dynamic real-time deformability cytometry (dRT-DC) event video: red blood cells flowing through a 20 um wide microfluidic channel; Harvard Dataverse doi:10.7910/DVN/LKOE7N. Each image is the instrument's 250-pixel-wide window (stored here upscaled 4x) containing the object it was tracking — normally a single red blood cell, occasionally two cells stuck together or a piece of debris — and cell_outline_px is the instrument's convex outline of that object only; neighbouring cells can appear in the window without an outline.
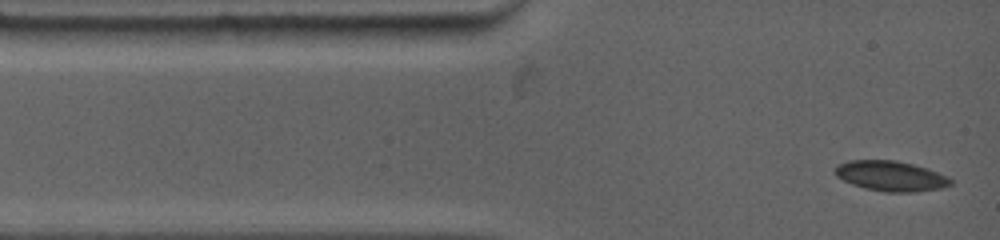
{"species": "common noctule bat (a hibernating species)", "species_latin": "Nyctalus noctula", "temperature_condition": "warm", "stored_images_in_passage": 35, "camera_frame_rate_fps": 4500, "um_per_image_px": 0.085, "animal": {"sex": "female", "body_mass_g": 19.0, "forearm_length_mm": 53.3}, "frame": {"image": 1, "passage_image": 1, "time_ms": 0.0, "image_size_px": [1000, 240], "cell_outline_px": [[952, 184], [940, 188], [912, 192], [888, 192], [864, 188], [852, 184], [836, 176], [836, 168], [840, 164], [848, 160], [896, 160], [928, 168], [952, 180]], "centroid_in_image_um": [75.71, 14.96], "position_along_channel_um": 9.3, "area_um2": 20.0}}
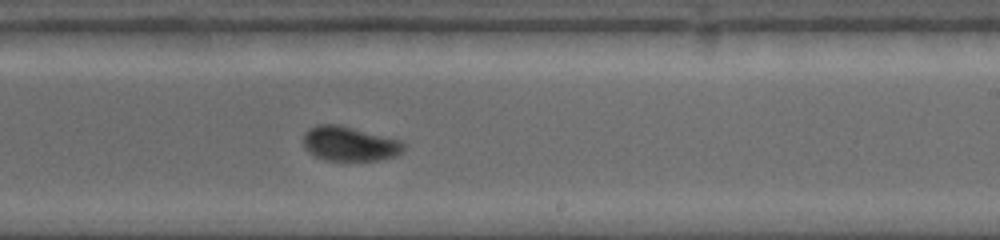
{"frame": {"image": 2, "passage_image": 16, "time_ms": 7.556, "image_size_px": [1000, 240], "cell_outline_px": [[404, 148], [396, 156], [380, 160], [324, 160], [308, 152], [304, 148], [304, 132], [316, 124], [340, 124], [400, 140], [404, 144]], "centroid_in_image_um": [29.68, 12.21], "position_along_channel_um": 259.3, "area_um2": 20.23}}
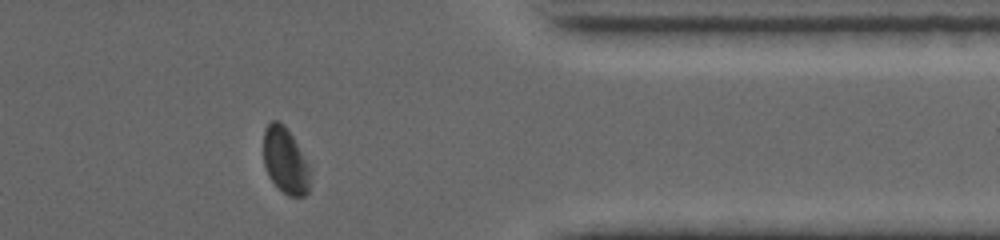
{"frame": {"image": 3, "passage_image": 30, "time_ms": 11.333, "image_size_px": [1000, 240], "cell_outline_px": [[308, 192], [304, 196], [288, 196], [268, 176], [264, 164], [264, 128], [272, 120], [280, 120], [288, 128], [308, 164]], "centroid_in_image_um": [24.22, 13.61], "position_along_channel_um": 387.2, "area_um2": 17.69}, "authors_computed_cell_mechanics": {"area_um2": 20.1144, "velocity_mm_per_s": 3.8085, "shape_relaxation_time_tau1_ms": 5.6394, "shape_relaxation_time_tau2_ms": 2.3659, "deformation_change_tau1": 0.1147, "deformation_change_tau2": 0.0342}}